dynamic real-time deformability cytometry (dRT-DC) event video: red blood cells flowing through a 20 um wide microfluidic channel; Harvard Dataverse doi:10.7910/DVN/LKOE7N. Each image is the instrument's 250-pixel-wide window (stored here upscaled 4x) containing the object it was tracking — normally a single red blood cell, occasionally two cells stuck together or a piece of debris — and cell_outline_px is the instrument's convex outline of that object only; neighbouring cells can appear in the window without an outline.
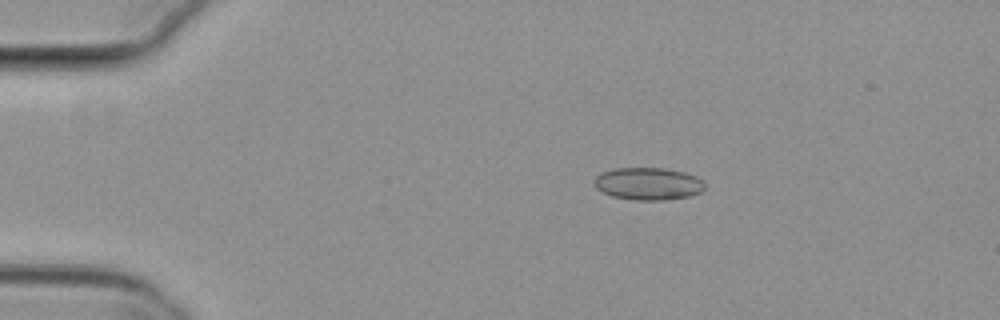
{"species": "common noctule bat (a hibernating species)", "species_latin": "Nyctalus noctula", "temperature_condition": "cold", "stored_images_in_passage": 6, "camera_frame_rate_fps": 3000, "um_per_image_px": 0.085, "animal": {"sex": "female", "body_mass_g": 29.2, "forearm_length_mm": 56.3}, "frame": {"image": 1, "passage_image": 3, "time_ms": 0.667, "image_size_px": [1000, 320], "cell_outline_px": [[704, 188], [700, 192], [688, 196], [664, 200], [636, 200], [612, 196], [596, 188], [596, 176], [600, 172], [612, 168], [664, 168], [684, 172], [696, 176], [704, 184]], "centroid_in_image_um": [55.08, 15.61], "position_along_channel_um": 29.9, "area_um2": 20.69}}
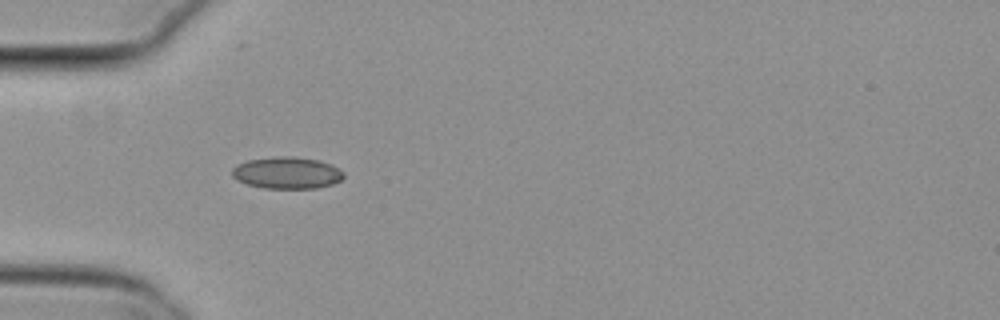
{"frame": {"image": 2, "passage_image": 5, "time_ms": 1.333, "image_size_px": [1000, 320], "cell_outline_px": [[344, 176], [340, 180], [332, 184], [316, 188], [264, 188], [248, 184], [236, 180], [232, 176], [232, 168], [236, 164], [248, 160], [280, 156], [292, 156], [320, 160], [332, 164], [344, 172]], "centroid_in_image_um": [24.39, 14.68], "position_along_channel_um": 60.6, "area_um2": 20.75}}